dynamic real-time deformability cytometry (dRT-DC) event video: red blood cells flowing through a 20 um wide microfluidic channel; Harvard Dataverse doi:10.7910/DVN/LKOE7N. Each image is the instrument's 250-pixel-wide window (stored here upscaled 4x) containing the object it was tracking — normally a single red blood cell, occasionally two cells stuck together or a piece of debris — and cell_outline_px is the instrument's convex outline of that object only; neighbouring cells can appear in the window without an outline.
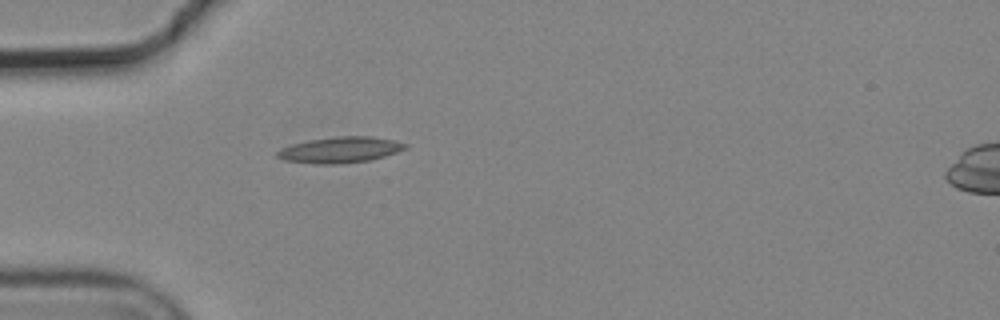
{"species": "common noctule bat (a hibernating species)", "species_latin": "Nyctalus noctula", "temperature_condition": "cold", "stored_images_in_passage": 1, "camera_frame_rate_fps": 3000, "um_per_image_px": 0.085, "animal": {"sex": "male", "body_mass_g": 19.2, "forearm_length_mm": 51.8}, "frame": {"image": 1, "passage_image": 1, "time_ms": 0.0, "image_size_px": [1000, 320], "cell_outline_px": [[408, 148], [372, 160], [344, 164], [316, 164], [284, 160], [276, 156], [276, 152], [280, 148], [292, 144], [308, 140], [336, 136], [372, 136], [396, 140], [408, 144]], "centroid_in_image_um": [28.93, 12.74], "position_along_channel_um": 56.1, "area_um2": 19.65}}